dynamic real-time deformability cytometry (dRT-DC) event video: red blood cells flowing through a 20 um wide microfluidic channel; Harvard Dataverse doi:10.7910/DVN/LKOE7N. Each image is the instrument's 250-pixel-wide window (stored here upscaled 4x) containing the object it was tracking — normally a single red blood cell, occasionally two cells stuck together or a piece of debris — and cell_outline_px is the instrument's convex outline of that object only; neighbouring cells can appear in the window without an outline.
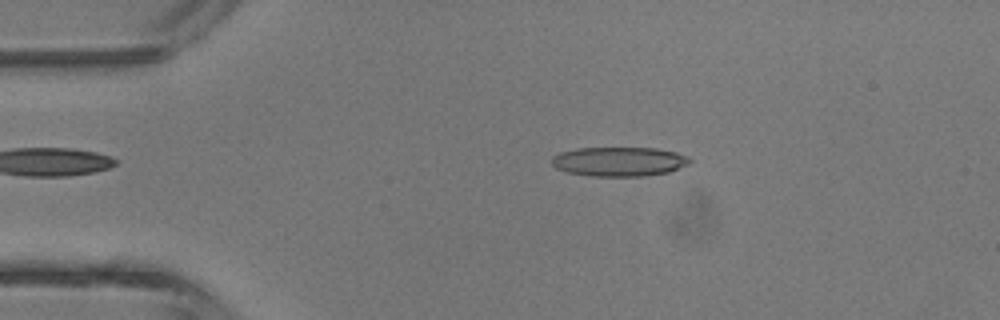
{"species": "common noctule bat (a hibernating species)", "species_latin": "Nyctalus noctula", "temperature_condition": "room temperature", "stored_images_in_passage": 2, "camera_frame_rate_fps": 3000, "um_per_image_px": 0.085, "animal": {"sex": "male", "body_mass_g": 13.3}, "frame": {"image": 1, "passage_image": 1, "time_ms": 0.0, "image_size_px": [1000, 320], "cell_outline_px": [[692, 160], [688, 164], [668, 172], [644, 176], [588, 176], [564, 172], [556, 168], [552, 164], [552, 156], [560, 152], [576, 148], [656, 148], [676, 152], [688, 156]], "centroid_in_image_um": [52.59, 13.73], "position_along_channel_um": 32.4, "area_um2": 23.76}}